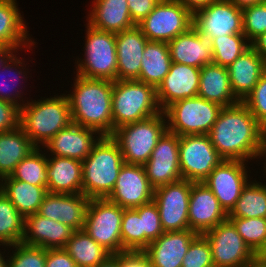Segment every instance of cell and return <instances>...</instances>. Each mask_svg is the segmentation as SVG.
<instances>
[{
	"label": "cell",
	"mask_w": 266,
	"mask_h": 267,
	"mask_svg": "<svg viewBox=\"0 0 266 267\" xmlns=\"http://www.w3.org/2000/svg\"><path fill=\"white\" fill-rule=\"evenodd\" d=\"M207 135L224 160L251 162L256 160L265 132L250 110L239 102L220 110Z\"/></svg>",
	"instance_id": "obj_1"
},
{
	"label": "cell",
	"mask_w": 266,
	"mask_h": 267,
	"mask_svg": "<svg viewBox=\"0 0 266 267\" xmlns=\"http://www.w3.org/2000/svg\"><path fill=\"white\" fill-rule=\"evenodd\" d=\"M72 89L66 93L72 123L93 129L101 136L113 133V81L75 75Z\"/></svg>",
	"instance_id": "obj_2"
},
{
	"label": "cell",
	"mask_w": 266,
	"mask_h": 267,
	"mask_svg": "<svg viewBox=\"0 0 266 267\" xmlns=\"http://www.w3.org/2000/svg\"><path fill=\"white\" fill-rule=\"evenodd\" d=\"M37 100H28L20 108V126L38 147L42 148L61 129L72 123L66 93Z\"/></svg>",
	"instance_id": "obj_3"
},
{
	"label": "cell",
	"mask_w": 266,
	"mask_h": 267,
	"mask_svg": "<svg viewBox=\"0 0 266 267\" xmlns=\"http://www.w3.org/2000/svg\"><path fill=\"white\" fill-rule=\"evenodd\" d=\"M125 161L111 136H102L82 161V194L104 199L112 192Z\"/></svg>",
	"instance_id": "obj_4"
},
{
	"label": "cell",
	"mask_w": 266,
	"mask_h": 267,
	"mask_svg": "<svg viewBox=\"0 0 266 267\" xmlns=\"http://www.w3.org/2000/svg\"><path fill=\"white\" fill-rule=\"evenodd\" d=\"M161 112L154 86L139 80L113 82V131L122 125L142 121Z\"/></svg>",
	"instance_id": "obj_5"
},
{
	"label": "cell",
	"mask_w": 266,
	"mask_h": 267,
	"mask_svg": "<svg viewBox=\"0 0 266 267\" xmlns=\"http://www.w3.org/2000/svg\"><path fill=\"white\" fill-rule=\"evenodd\" d=\"M84 55L75 60L74 74L91 79L117 80L116 34L86 23Z\"/></svg>",
	"instance_id": "obj_6"
},
{
	"label": "cell",
	"mask_w": 266,
	"mask_h": 267,
	"mask_svg": "<svg viewBox=\"0 0 266 267\" xmlns=\"http://www.w3.org/2000/svg\"><path fill=\"white\" fill-rule=\"evenodd\" d=\"M167 130L166 115L162 111L145 120L118 127L111 137L118 144L125 163L144 165Z\"/></svg>",
	"instance_id": "obj_7"
},
{
	"label": "cell",
	"mask_w": 266,
	"mask_h": 267,
	"mask_svg": "<svg viewBox=\"0 0 266 267\" xmlns=\"http://www.w3.org/2000/svg\"><path fill=\"white\" fill-rule=\"evenodd\" d=\"M223 107L199 96L178 100L163 112L168 131L178 136L207 135Z\"/></svg>",
	"instance_id": "obj_8"
},
{
	"label": "cell",
	"mask_w": 266,
	"mask_h": 267,
	"mask_svg": "<svg viewBox=\"0 0 266 267\" xmlns=\"http://www.w3.org/2000/svg\"><path fill=\"white\" fill-rule=\"evenodd\" d=\"M124 208L104 199H90L83 230L110 254L122 252Z\"/></svg>",
	"instance_id": "obj_9"
},
{
	"label": "cell",
	"mask_w": 266,
	"mask_h": 267,
	"mask_svg": "<svg viewBox=\"0 0 266 267\" xmlns=\"http://www.w3.org/2000/svg\"><path fill=\"white\" fill-rule=\"evenodd\" d=\"M193 15L178 1H159L137 26L149 41L169 42L186 32Z\"/></svg>",
	"instance_id": "obj_10"
},
{
	"label": "cell",
	"mask_w": 266,
	"mask_h": 267,
	"mask_svg": "<svg viewBox=\"0 0 266 267\" xmlns=\"http://www.w3.org/2000/svg\"><path fill=\"white\" fill-rule=\"evenodd\" d=\"M223 160L208 135L179 136V163L182 179L203 182Z\"/></svg>",
	"instance_id": "obj_11"
},
{
	"label": "cell",
	"mask_w": 266,
	"mask_h": 267,
	"mask_svg": "<svg viewBox=\"0 0 266 267\" xmlns=\"http://www.w3.org/2000/svg\"><path fill=\"white\" fill-rule=\"evenodd\" d=\"M203 235L210 243L214 267H248L257 257L228 218Z\"/></svg>",
	"instance_id": "obj_12"
},
{
	"label": "cell",
	"mask_w": 266,
	"mask_h": 267,
	"mask_svg": "<svg viewBox=\"0 0 266 267\" xmlns=\"http://www.w3.org/2000/svg\"><path fill=\"white\" fill-rule=\"evenodd\" d=\"M191 181L180 179L154 189L153 201L159 211L164 232L189 229Z\"/></svg>",
	"instance_id": "obj_13"
},
{
	"label": "cell",
	"mask_w": 266,
	"mask_h": 267,
	"mask_svg": "<svg viewBox=\"0 0 266 267\" xmlns=\"http://www.w3.org/2000/svg\"><path fill=\"white\" fill-rule=\"evenodd\" d=\"M248 162L223 160L203 181L228 214L235 206L243 188L253 178ZM249 169V171H248Z\"/></svg>",
	"instance_id": "obj_14"
},
{
	"label": "cell",
	"mask_w": 266,
	"mask_h": 267,
	"mask_svg": "<svg viewBox=\"0 0 266 267\" xmlns=\"http://www.w3.org/2000/svg\"><path fill=\"white\" fill-rule=\"evenodd\" d=\"M143 166L154 189L182 179L179 163V136L167 130L157 141L151 157Z\"/></svg>",
	"instance_id": "obj_15"
},
{
	"label": "cell",
	"mask_w": 266,
	"mask_h": 267,
	"mask_svg": "<svg viewBox=\"0 0 266 267\" xmlns=\"http://www.w3.org/2000/svg\"><path fill=\"white\" fill-rule=\"evenodd\" d=\"M192 26L212 38L243 34L242 9L228 0H216L193 14Z\"/></svg>",
	"instance_id": "obj_16"
},
{
	"label": "cell",
	"mask_w": 266,
	"mask_h": 267,
	"mask_svg": "<svg viewBox=\"0 0 266 267\" xmlns=\"http://www.w3.org/2000/svg\"><path fill=\"white\" fill-rule=\"evenodd\" d=\"M151 186L143 165L124 163L116 184L106 198L124 209L136 208L153 201Z\"/></svg>",
	"instance_id": "obj_17"
},
{
	"label": "cell",
	"mask_w": 266,
	"mask_h": 267,
	"mask_svg": "<svg viewBox=\"0 0 266 267\" xmlns=\"http://www.w3.org/2000/svg\"><path fill=\"white\" fill-rule=\"evenodd\" d=\"M227 218L228 214L207 185L204 182H191L189 229L203 235Z\"/></svg>",
	"instance_id": "obj_18"
},
{
	"label": "cell",
	"mask_w": 266,
	"mask_h": 267,
	"mask_svg": "<svg viewBox=\"0 0 266 267\" xmlns=\"http://www.w3.org/2000/svg\"><path fill=\"white\" fill-rule=\"evenodd\" d=\"M90 198L82 193H47L37 214L59 221L74 231L83 230Z\"/></svg>",
	"instance_id": "obj_19"
},
{
	"label": "cell",
	"mask_w": 266,
	"mask_h": 267,
	"mask_svg": "<svg viewBox=\"0 0 266 267\" xmlns=\"http://www.w3.org/2000/svg\"><path fill=\"white\" fill-rule=\"evenodd\" d=\"M101 137L93 129L71 123L52 137L42 149L47 155L67 157L82 162Z\"/></svg>",
	"instance_id": "obj_20"
},
{
	"label": "cell",
	"mask_w": 266,
	"mask_h": 267,
	"mask_svg": "<svg viewBox=\"0 0 266 267\" xmlns=\"http://www.w3.org/2000/svg\"><path fill=\"white\" fill-rule=\"evenodd\" d=\"M200 68L171 63L170 70L156 89L159 107L164 111L172 103L198 95Z\"/></svg>",
	"instance_id": "obj_21"
},
{
	"label": "cell",
	"mask_w": 266,
	"mask_h": 267,
	"mask_svg": "<svg viewBox=\"0 0 266 267\" xmlns=\"http://www.w3.org/2000/svg\"><path fill=\"white\" fill-rule=\"evenodd\" d=\"M213 38L191 26L186 32L168 42L173 63L202 68L213 63Z\"/></svg>",
	"instance_id": "obj_22"
},
{
	"label": "cell",
	"mask_w": 266,
	"mask_h": 267,
	"mask_svg": "<svg viewBox=\"0 0 266 267\" xmlns=\"http://www.w3.org/2000/svg\"><path fill=\"white\" fill-rule=\"evenodd\" d=\"M198 235L190 229L164 232L144 250L151 267H181L191 242Z\"/></svg>",
	"instance_id": "obj_23"
},
{
	"label": "cell",
	"mask_w": 266,
	"mask_h": 267,
	"mask_svg": "<svg viewBox=\"0 0 266 267\" xmlns=\"http://www.w3.org/2000/svg\"><path fill=\"white\" fill-rule=\"evenodd\" d=\"M148 41L137 25L116 33L117 80H138Z\"/></svg>",
	"instance_id": "obj_24"
},
{
	"label": "cell",
	"mask_w": 266,
	"mask_h": 267,
	"mask_svg": "<svg viewBox=\"0 0 266 267\" xmlns=\"http://www.w3.org/2000/svg\"><path fill=\"white\" fill-rule=\"evenodd\" d=\"M74 230L67 225L35 213L25 218L22 243L29 246L64 248Z\"/></svg>",
	"instance_id": "obj_25"
},
{
	"label": "cell",
	"mask_w": 266,
	"mask_h": 267,
	"mask_svg": "<svg viewBox=\"0 0 266 267\" xmlns=\"http://www.w3.org/2000/svg\"><path fill=\"white\" fill-rule=\"evenodd\" d=\"M230 86L235 97L242 102L266 72V62L250 46L229 67Z\"/></svg>",
	"instance_id": "obj_26"
},
{
	"label": "cell",
	"mask_w": 266,
	"mask_h": 267,
	"mask_svg": "<svg viewBox=\"0 0 266 267\" xmlns=\"http://www.w3.org/2000/svg\"><path fill=\"white\" fill-rule=\"evenodd\" d=\"M21 15L17 0H0V46L26 51L33 50L36 43L27 30V21Z\"/></svg>",
	"instance_id": "obj_27"
},
{
	"label": "cell",
	"mask_w": 266,
	"mask_h": 267,
	"mask_svg": "<svg viewBox=\"0 0 266 267\" xmlns=\"http://www.w3.org/2000/svg\"><path fill=\"white\" fill-rule=\"evenodd\" d=\"M86 22L93 28L119 33L135 26L127 0H93Z\"/></svg>",
	"instance_id": "obj_28"
},
{
	"label": "cell",
	"mask_w": 266,
	"mask_h": 267,
	"mask_svg": "<svg viewBox=\"0 0 266 267\" xmlns=\"http://www.w3.org/2000/svg\"><path fill=\"white\" fill-rule=\"evenodd\" d=\"M47 191L59 194L82 193V162L47 155Z\"/></svg>",
	"instance_id": "obj_29"
},
{
	"label": "cell",
	"mask_w": 266,
	"mask_h": 267,
	"mask_svg": "<svg viewBox=\"0 0 266 267\" xmlns=\"http://www.w3.org/2000/svg\"><path fill=\"white\" fill-rule=\"evenodd\" d=\"M197 96L221 107H230L240 102L231 90L227 68L214 63L201 68Z\"/></svg>",
	"instance_id": "obj_30"
},
{
	"label": "cell",
	"mask_w": 266,
	"mask_h": 267,
	"mask_svg": "<svg viewBox=\"0 0 266 267\" xmlns=\"http://www.w3.org/2000/svg\"><path fill=\"white\" fill-rule=\"evenodd\" d=\"M37 148L21 126L0 133V180L10 176L17 164Z\"/></svg>",
	"instance_id": "obj_31"
},
{
	"label": "cell",
	"mask_w": 266,
	"mask_h": 267,
	"mask_svg": "<svg viewBox=\"0 0 266 267\" xmlns=\"http://www.w3.org/2000/svg\"><path fill=\"white\" fill-rule=\"evenodd\" d=\"M0 190L24 218L38 212L44 197L48 193L45 186H35L13 179L11 176L0 180Z\"/></svg>",
	"instance_id": "obj_32"
},
{
	"label": "cell",
	"mask_w": 266,
	"mask_h": 267,
	"mask_svg": "<svg viewBox=\"0 0 266 267\" xmlns=\"http://www.w3.org/2000/svg\"><path fill=\"white\" fill-rule=\"evenodd\" d=\"M171 63L167 42L148 41L143 53L138 80L157 89L168 74Z\"/></svg>",
	"instance_id": "obj_33"
},
{
	"label": "cell",
	"mask_w": 266,
	"mask_h": 267,
	"mask_svg": "<svg viewBox=\"0 0 266 267\" xmlns=\"http://www.w3.org/2000/svg\"><path fill=\"white\" fill-rule=\"evenodd\" d=\"M16 55L18 56V54L15 53L7 61V63L0 69V81H1L0 99L11 102L14 105L18 106L19 108H21L28 101V98L25 97L27 100L24 99L23 98L24 91L21 90L20 88H16L17 86L20 87L19 84L22 86L21 82L20 83L17 82H19V80L22 81L24 80V82L27 81V79L29 78L27 75L29 74L30 71L27 67L28 61L25 64L24 57L20 56L17 57ZM6 76L7 77L10 76V78H8V81L6 80L7 78Z\"/></svg>",
	"instance_id": "obj_34"
},
{
	"label": "cell",
	"mask_w": 266,
	"mask_h": 267,
	"mask_svg": "<svg viewBox=\"0 0 266 267\" xmlns=\"http://www.w3.org/2000/svg\"><path fill=\"white\" fill-rule=\"evenodd\" d=\"M64 249L74 259L77 267H96L110 255L84 230L74 231Z\"/></svg>",
	"instance_id": "obj_35"
},
{
	"label": "cell",
	"mask_w": 266,
	"mask_h": 267,
	"mask_svg": "<svg viewBox=\"0 0 266 267\" xmlns=\"http://www.w3.org/2000/svg\"><path fill=\"white\" fill-rule=\"evenodd\" d=\"M228 217L266 218V184L256 179L250 180Z\"/></svg>",
	"instance_id": "obj_36"
},
{
	"label": "cell",
	"mask_w": 266,
	"mask_h": 267,
	"mask_svg": "<svg viewBox=\"0 0 266 267\" xmlns=\"http://www.w3.org/2000/svg\"><path fill=\"white\" fill-rule=\"evenodd\" d=\"M25 218L0 190V244L7 247L22 243Z\"/></svg>",
	"instance_id": "obj_37"
},
{
	"label": "cell",
	"mask_w": 266,
	"mask_h": 267,
	"mask_svg": "<svg viewBox=\"0 0 266 267\" xmlns=\"http://www.w3.org/2000/svg\"><path fill=\"white\" fill-rule=\"evenodd\" d=\"M13 179L20 180L35 186L48 184L47 154L42 148H37L28 157L22 159L10 175Z\"/></svg>",
	"instance_id": "obj_38"
},
{
	"label": "cell",
	"mask_w": 266,
	"mask_h": 267,
	"mask_svg": "<svg viewBox=\"0 0 266 267\" xmlns=\"http://www.w3.org/2000/svg\"><path fill=\"white\" fill-rule=\"evenodd\" d=\"M250 46L244 34L215 37L212 45L213 63L227 68Z\"/></svg>",
	"instance_id": "obj_39"
},
{
	"label": "cell",
	"mask_w": 266,
	"mask_h": 267,
	"mask_svg": "<svg viewBox=\"0 0 266 267\" xmlns=\"http://www.w3.org/2000/svg\"><path fill=\"white\" fill-rule=\"evenodd\" d=\"M246 245L258 256L266 246V218L228 217Z\"/></svg>",
	"instance_id": "obj_40"
},
{
	"label": "cell",
	"mask_w": 266,
	"mask_h": 267,
	"mask_svg": "<svg viewBox=\"0 0 266 267\" xmlns=\"http://www.w3.org/2000/svg\"><path fill=\"white\" fill-rule=\"evenodd\" d=\"M122 252L126 250L144 251V231L142 218L134 209H124L121 223Z\"/></svg>",
	"instance_id": "obj_41"
},
{
	"label": "cell",
	"mask_w": 266,
	"mask_h": 267,
	"mask_svg": "<svg viewBox=\"0 0 266 267\" xmlns=\"http://www.w3.org/2000/svg\"><path fill=\"white\" fill-rule=\"evenodd\" d=\"M8 248L7 250L12 252L7 253V267H45L46 248L23 243H17Z\"/></svg>",
	"instance_id": "obj_42"
},
{
	"label": "cell",
	"mask_w": 266,
	"mask_h": 267,
	"mask_svg": "<svg viewBox=\"0 0 266 267\" xmlns=\"http://www.w3.org/2000/svg\"><path fill=\"white\" fill-rule=\"evenodd\" d=\"M243 34L252 43L266 32V1L242 9Z\"/></svg>",
	"instance_id": "obj_43"
},
{
	"label": "cell",
	"mask_w": 266,
	"mask_h": 267,
	"mask_svg": "<svg viewBox=\"0 0 266 267\" xmlns=\"http://www.w3.org/2000/svg\"><path fill=\"white\" fill-rule=\"evenodd\" d=\"M142 218L144 231V250L151 242L164 233L160 215L156 203L151 201L147 204L134 208Z\"/></svg>",
	"instance_id": "obj_44"
},
{
	"label": "cell",
	"mask_w": 266,
	"mask_h": 267,
	"mask_svg": "<svg viewBox=\"0 0 266 267\" xmlns=\"http://www.w3.org/2000/svg\"><path fill=\"white\" fill-rule=\"evenodd\" d=\"M181 267H214L210 243L204 235L199 234L191 242Z\"/></svg>",
	"instance_id": "obj_45"
},
{
	"label": "cell",
	"mask_w": 266,
	"mask_h": 267,
	"mask_svg": "<svg viewBox=\"0 0 266 267\" xmlns=\"http://www.w3.org/2000/svg\"><path fill=\"white\" fill-rule=\"evenodd\" d=\"M255 119L266 127V72L260 77L253 90L242 101Z\"/></svg>",
	"instance_id": "obj_46"
},
{
	"label": "cell",
	"mask_w": 266,
	"mask_h": 267,
	"mask_svg": "<svg viewBox=\"0 0 266 267\" xmlns=\"http://www.w3.org/2000/svg\"><path fill=\"white\" fill-rule=\"evenodd\" d=\"M20 108L0 99V133L20 127Z\"/></svg>",
	"instance_id": "obj_47"
},
{
	"label": "cell",
	"mask_w": 266,
	"mask_h": 267,
	"mask_svg": "<svg viewBox=\"0 0 266 267\" xmlns=\"http://www.w3.org/2000/svg\"><path fill=\"white\" fill-rule=\"evenodd\" d=\"M158 2V0H127L133 23L137 25L146 18Z\"/></svg>",
	"instance_id": "obj_48"
},
{
	"label": "cell",
	"mask_w": 266,
	"mask_h": 267,
	"mask_svg": "<svg viewBox=\"0 0 266 267\" xmlns=\"http://www.w3.org/2000/svg\"><path fill=\"white\" fill-rule=\"evenodd\" d=\"M45 267H77V265L64 248H51L46 250Z\"/></svg>",
	"instance_id": "obj_49"
},
{
	"label": "cell",
	"mask_w": 266,
	"mask_h": 267,
	"mask_svg": "<svg viewBox=\"0 0 266 267\" xmlns=\"http://www.w3.org/2000/svg\"><path fill=\"white\" fill-rule=\"evenodd\" d=\"M120 267H151L144 251L126 250L119 252Z\"/></svg>",
	"instance_id": "obj_50"
},
{
	"label": "cell",
	"mask_w": 266,
	"mask_h": 267,
	"mask_svg": "<svg viewBox=\"0 0 266 267\" xmlns=\"http://www.w3.org/2000/svg\"><path fill=\"white\" fill-rule=\"evenodd\" d=\"M176 1L180 2L193 15L195 12L205 8L210 3L216 0H176Z\"/></svg>",
	"instance_id": "obj_51"
},
{
	"label": "cell",
	"mask_w": 266,
	"mask_h": 267,
	"mask_svg": "<svg viewBox=\"0 0 266 267\" xmlns=\"http://www.w3.org/2000/svg\"><path fill=\"white\" fill-rule=\"evenodd\" d=\"M251 46L254 48L256 53L266 62V32L257 37Z\"/></svg>",
	"instance_id": "obj_52"
},
{
	"label": "cell",
	"mask_w": 266,
	"mask_h": 267,
	"mask_svg": "<svg viewBox=\"0 0 266 267\" xmlns=\"http://www.w3.org/2000/svg\"><path fill=\"white\" fill-rule=\"evenodd\" d=\"M19 53L17 48L0 46V69L7 63V61L15 54Z\"/></svg>",
	"instance_id": "obj_53"
},
{
	"label": "cell",
	"mask_w": 266,
	"mask_h": 267,
	"mask_svg": "<svg viewBox=\"0 0 266 267\" xmlns=\"http://www.w3.org/2000/svg\"><path fill=\"white\" fill-rule=\"evenodd\" d=\"M96 267H120L119 256L117 254H110L103 262Z\"/></svg>",
	"instance_id": "obj_54"
},
{
	"label": "cell",
	"mask_w": 266,
	"mask_h": 267,
	"mask_svg": "<svg viewBox=\"0 0 266 267\" xmlns=\"http://www.w3.org/2000/svg\"><path fill=\"white\" fill-rule=\"evenodd\" d=\"M257 159H259V160L262 159L261 161H264V162H262L263 163L262 165H264L262 168H264V169H261V170H263V172L266 173V136L263 138L261 146H260V148L258 150V153H257V156H256V162L259 161ZM265 173L263 175L266 176ZM264 184H266V182H264Z\"/></svg>",
	"instance_id": "obj_55"
},
{
	"label": "cell",
	"mask_w": 266,
	"mask_h": 267,
	"mask_svg": "<svg viewBox=\"0 0 266 267\" xmlns=\"http://www.w3.org/2000/svg\"><path fill=\"white\" fill-rule=\"evenodd\" d=\"M229 2L233 3L238 8H245L248 6L256 5L259 3L264 2L265 0H228Z\"/></svg>",
	"instance_id": "obj_56"
},
{
	"label": "cell",
	"mask_w": 266,
	"mask_h": 267,
	"mask_svg": "<svg viewBox=\"0 0 266 267\" xmlns=\"http://www.w3.org/2000/svg\"><path fill=\"white\" fill-rule=\"evenodd\" d=\"M0 247L2 248V249H0V267H7V255H5V254H6V252H8L6 250V248H8V247L5 245H2V244H0ZM2 250H4V251H2Z\"/></svg>",
	"instance_id": "obj_57"
},
{
	"label": "cell",
	"mask_w": 266,
	"mask_h": 267,
	"mask_svg": "<svg viewBox=\"0 0 266 267\" xmlns=\"http://www.w3.org/2000/svg\"><path fill=\"white\" fill-rule=\"evenodd\" d=\"M248 267H266V262L256 257Z\"/></svg>",
	"instance_id": "obj_58"
},
{
	"label": "cell",
	"mask_w": 266,
	"mask_h": 267,
	"mask_svg": "<svg viewBox=\"0 0 266 267\" xmlns=\"http://www.w3.org/2000/svg\"><path fill=\"white\" fill-rule=\"evenodd\" d=\"M257 257H259L262 261L266 262V246L263 248V250L259 253Z\"/></svg>",
	"instance_id": "obj_59"
}]
</instances>
